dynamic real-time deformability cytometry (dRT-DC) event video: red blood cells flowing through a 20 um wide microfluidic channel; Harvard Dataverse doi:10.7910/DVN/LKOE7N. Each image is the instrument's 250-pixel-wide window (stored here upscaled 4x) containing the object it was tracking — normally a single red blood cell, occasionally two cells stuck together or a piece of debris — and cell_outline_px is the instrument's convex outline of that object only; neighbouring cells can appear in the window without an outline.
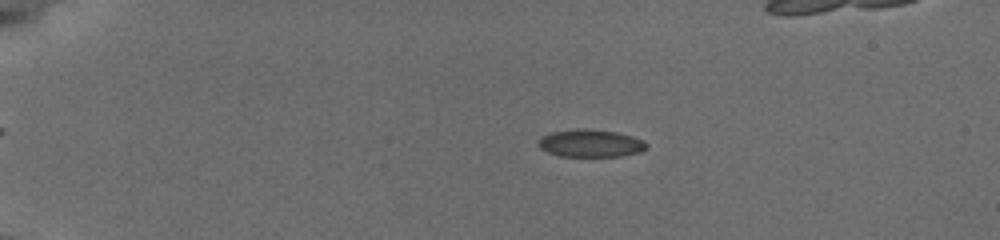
{"species": "common noctule bat (a hibernating species)", "species_latin": "Nyctalus noctula", "temperature_condition": "cold", "stored_images_in_passage": 31, "camera_frame_rate_fps": 3000, "um_per_image_px": 0.085, "animal": {"sex": "female", "body_mass_g": 19.5, "forearm_length_mm": 54.1}, "frame": {"image": 1, "passage_image": 22, "time_ms": 4.333, "image_size_px": [1000, 240], "cell_outline_px": [[648, 148], [640, 152], [620, 156], [560, 156], [548, 152], [540, 148], [540, 140], [544, 136], [552, 132], [616, 132], [632, 136], [644, 140], [648, 144]], "centroid_in_image_um": [50.3, 12.24], "position_along_channel_um": 34.7, "area_um2": 16.24}}